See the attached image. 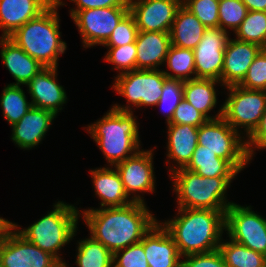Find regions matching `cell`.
<instances>
[{
    "mask_svg": "<svg viewBox=\"0 0 266 267\" xmlns=\"http://www.w3.org/2000/svg\"><path fill=\"white\" fill-rule=\"evenodd\" d=\"M10 224L5 218L0 217V235L2 234L3 230Z\"/></svg>",
    "mask_w": 266,
    "mask_h": 267,
    "instance_id": "cell-45",
    "label": "cell"
},
{
    "mask_svg": "<svg viewBox=\"0 0 266 267\" xmlns=\"http://www.w3.org/2000/svg\"><path fill=\"white\" fill-rule=\"evenodd\" d=\"M164 63L168 69L173 72L170 73L168 70H163V73L167 78L182 81L196 79L193 50L171 45Z\"/></svg>",
    "mask_w": 266,
    "mask_h": 267,
    "instance_id": "cell-29",
    "label": "cell"
},
{
    "mask_svg": "<svg viewBox=\"0 0 266 267\" xmlns=\"http://www.w3.org/2000/svg\"><path fill=\"white\" fill-rule=\"evenodd\" d=\"M104 61L112 63L119 74L136 70V43H130L120 47H108Z\"/></svg>",
    "mask_w": 266,
    "mask_h": 267,
    "instance_id": "cell-35",
    "label": "cell"
},
{
    "mask_svg": "<svg viewBox=\"0 0 266 267\" xmlns=\"http://www.w3.org/2000/svg\"><path fill=\"white\" fill-rule=\"evenodd\" d=\"M113 267H149L142 240L113 254Z\"/></svg>",
    "mask_w": 266,
    "mask_h": 267,
    "instance_id": "cell-39",
    "label": "cell"
},
{
    "mask_svg": "<svg viewBox=\"0 0 266 267\" xmlns=\"http://www.w3.org/2000/svg\"><path fill=\"white\" fill-rule=\"evenodd\" d=\"M0 56L16 83L10 85H26L44 67L9 38H0Z\"/></svg>",
    "mask_w": 266,
    "mask_h": 267,
    "instance_id": "cell-24",
    "label": "cell"
},
{
    "mask_svg": "<svg viewBox=\"0 0 266 267\" xmlns=\"http://www.w3.org/2000/svg\"><path fill=\"white\" fill-rule=\"evenodd\" d=\"M56 115L48 110L31 107L29 111L11 127V139L15 145L30 150L45 137Z\"/></svg>",
    "mask_w": 266,
    "mask_h": 267,
    "instance_id": "cell-19",
    "label": "cell"
},
{
    "mask_svg": "<svg viewBox=\"0 0 266 267\" xmlns=\"http://www.w3.org/2000/svg\"><path fill=\"white\" fill-rule=\"evenodd\" d=\"M65 5L55 0L44 12L17 29L8 38L43 67H57L59 56L67 50L61 37L58 8Z\"/></svg>",
    "mask_w": 266,
    "mask_h": 267,
    "instance_id": "cell-3",
    "label": "cell"
},
{
    "mask_svg": "<svg viewBox=\"0 0 266 267\" xmlns=\"http://www.w3.org/2000/svg\"><path fill=\"white\" fill-rule=\"evenodd\" d=\"M75 3L76 8L70 9L71 18L80 10L107 8V7H129L128 0H70Z\"/></svg>",
    "mask_w": 266,
    "mask_h": 267,
    "instance_id": "cell-42",
    "label": "cell"
},
{
    "mask_svg": "<svg viewBox=\"0 0 266 267\" xmlns=\"http://www.w3.org/2000/svg\"><path fill=\"white\" fill-rule=\"evenodd\" d=\"M57 67H44L27 84L32 107L53 112L56 116L67 102L66 91L57 83Z\"/></svg>",
    "mask_w": 266,
    "mask_h": 267,
    "instance_id": "cell-16",
    "label": "cell"
},
{
    "mask_svg": "<svg viewBox=\"0 0 266 267\" xmlns=\"http://www.w3.org/2000/svg\"><path fill=\"white\" fill-rule=\"evenodd\" d=\"M138 31L170 32L181 4L176 0H128Z\"/></svg>",
    "mask_w": 266,
    "mask_h": 267,
    "instance_id": "cell-15",
    "label": "cell"
},
{
    "mask_svg": "<svg viewBox=\"0 0 266 267\" xmlns=\"http://www.w3.org/2000/svg\"><path fill=\"white\" fill-rule=\"evenodd\" d=\"M183 6L206 28L219 27V0H189Z\"/></svg>",
    "mask_w": 266,
    "mask_h": 267,
    "instance_id": "cell-36",
    "label": "cell"
},
{
    "mask_svg": "<svg viewBox=\"0 0 266 267\" xmlns=\"http://www.w3.org/2000/svg\"><path fill=\"white\" fill-rule=\"evenodd\" d=\"M233 129L222 117L207 120L198 127V145L229 161L239 172L253 159L246 147V138ZM243 138V139H242ZM245 139V140H244Z\"/></svg>",
    "mask_w": 266,
    "mask_h": 267,
    "instance_id": "cell-7",
    "label": "cell"
},
{
    "mask_svg": "<svg viewBox=\"0 0 266 267\" xmlns=\"http://www.w3.org/2000/svg\"><path fill=\"white\" fill-rule=\"evenodd\" d=\"M136 118L133 111H117L111 107L101 119L85 127L102 151L108 166L113 167L140 150Z\"/></svg>",
    "mask_w": 266,
    "mask_h": 267,
    "instance_id": "cell-4",
    "label": "cell"
},
{
    "mask_svg": "<svg viewBox=\"0 0 266 267\" xmlns=\"http://www.w3.org/2000/svg\"><path fill=\"white\" fill-rule=\"evenodd\" d=\"M236 40L259 45L266 49V12L248 11L235 31Z\"/></svg>",
    "mask_w": 266,
    "mask_h": 267,
    "instance_id": "cell-32",
    "label": "cell"
},
{
    "mask_svg": "<svg viewBox=\"0 0 266 267\" xmlns=\"http://www.w3.org/2000/svg\"><path fill=\"white\" fill-rule=\"evenodd\" d=\"M262 49L257 44L229 38L224 52L220 86L238 85Z\"/></svg>",
    "mask_w": 266,
    "mask_h": 267,
    "instance_id": "cell-17",
    "label": "cell"
},
{
    "mask_svg": "<svg viewBox=\"0 0 266 267\" xmlns=\"http://www.w3.org/2000/svg\"><path fill=\"white\" fill-rule=\"evenodd\" d=\"M49 253L28 242L9 224L0 235V267H61Z\"/></svg>",
    "mask_w": 266,
    "mask_h": 267,
    "instance_id": "cell-11",
    "label": "cell"
},
{
    "mask_svg": "<svg viewBox=\"0 0 266 267\" xmlns=\"http://www.w3.org/2000/svg\"><path fill=\"white\" fill-rule=\"evenodd\" d=\"M264 94H265V97H266V88L263 90Z\"/></svg>",
    "mask_w": 266,
    "mask_h": 267,
    "instance_id": "cell-47",
    "label": "cell"
},
{
    "mask_svg": "<svg viewBox=\"0 0 266 267\" xmlns=\"http://www.w3.org/2000/svg\"><path fill=\"white\" fill-rule=\"evenodd\" d=\"M185 169L203 177H236L239 173L229 161L202 145H197Z\"/></svg>",
    "mask_w": 266,
    "mask_h": 267,
    "instance_id": "cell-27",
    "label": "cell"
},
{
    "mask_svg": "<svg viewBox=\"0 0 266 267\" xmlns=\"http://www.w3.org/2000/svg\"><path fill=\"white\" fill-rule=\"evenodd\" d=\"M225 231L233 241L266 256V218L251 206L233 202L225 212Z\"/></svg>",
    "mask_w": 266,
    "mask_h": 267,
    "instance_id": "cell-10",
    "label": "cell"
},
{
    "mask_svg": "<svg viewBox=\"0 0 266 267\" xmlns=\"http://www.w3.org/2000/svg\"><path fill=\"white\" fill-rule=\"evenodd\" d=\"M129 13V7L94 8L78 11L71 19L78 27L84 48L102 46Z\"/></svg>",
    "mask_w": 266,
    "mask_h": 267,
    "instance_id": "cell-12",
    "label": "cell"
},
{
    "mask_svg": "<svg viewBox=\"0 0 266 267\" xmlns=\"http://www.w3.org/2000/svg\"><path fill=\"white\" fill-rule=\"evenodd\" d=\"M228 98L222 105V118L237 132L248 138L259 125L266 111V97L263 90H249L239 85L225 87Z\"/></svg>",
    "mask_w": 266,
    "mask_h": 267,
    "instance_id": "cell-9",
    "label": "cell"
},
{
    "mask_svg": "<svg viewBox=\"0 0 266 267\" xmlns=\"http://www.w3.org/2000/svg\"><path fill=\"white\" fill-rule=\"evenodd\" d=\"M181 260V267H226L218 250L209 253L193 254Z\"/></svg>",
    "mask_w": 266,
    "mask_h": 267,
    "instance_id": "cell-41",
    "label": "cell"
},
{
    "mask_svg": "<svg viewBox=\"0 0 266 267\" xmlns=\"http://www.w3.org/2000/svg\"><path fill=\"white\" fill-rule=\"evenodd\" d=\"M178 208L227 210L233 203L226 198L235 177H203L185 168L169 174Z\"/></svg>",
    "mask_w": 266,
    "mask_h": 267,
    "instance_id": "cell-6",
    "label": "cell"
},
{
    "mask_svg": "<svg viewBox=\"0 0 266 267\" xmlns=\"http://www.w3.org/2000/svg\"><path fill=\"white\" fill-rule=\"evenodd\" d=\"M168 137H167V154L168 157L166 164H169V160L176 162L174 166L169 168L170 173L175 170L185 168L191 160L192 154L194 153L198 142V127H194L189 124H167Z\"/></svg>",
    "mask_w": 266,
    "mask_h": 267,
    "instance_id": "cell-22",
    "label": "cell"
},
{
    "mask_svg": "<svg viewBox=\"0 0 266 267\" xmlns=\"http://www.w3.org/2000/svg\"><path fill=\"white\" fill-rule=\"evenodd\" d=\"M112 168L101 167L90 170L95 195L101 200L100 208L123 207L133 202L126 194L116 168Z\"/></svg>",
    "mask_w": 266,
    "mask_h": 267,
    "instance_id": "cell-23",
    "label": "cell"
},
{
    "mask_svg": "<svg viewBox=\"0 0 266 267\" xmlns=\"http://www.w3.org/2000/svg\"><path fill=\"white\" fill-rule=\"evenodd\" d=\"M238 85L249 90L266 88V49H262L255 57L244 79Z\"/></svg>",
    "mask_w": 266,
    "mask_h": 267,
    "instance_id": "cell-37",
    "label": "cell"
},
{
    "mask_svg": "<svg viewBox=\"0 0 266 267\" xmlns=\"http://www.w3.org/2000/svg\"><path fill=\"white\" fill-rule=\"evenodd\" d=\"M138 28L130 12L113 30L109 39L102 45L105 47H120L136 42Z\"/></svg>",
    "mask_w": 266,
    "mask_h": 267,
    "instance_id": "cell-38",
    "label": "cell"
},
{
    "mask_svg": "<svg viewBox=\"0 0 266 267\" xmlns=\"http://www.w3.org/2000/svg\"><path fill=\"white\" fill-rule=\"evenodd\" d=\"M208 119L198 111L187 100L183 99L176 107L174 115L169 124H189L194 127H199Z\"/></svg>",
    "mask_w": 266,
    "mask_h": 267,
    "instance_id": "cell-40",
    "label": "cell"
},
{
    "mask_svg": "<svg viewBox=\"0 0 266 267\" xmlns=\"http://www.w3.org/2000/svg\"><path fill=\"white\" fill-rule=\"evenodd\" d=\"M248 11L266 12V0H241Z\"/></svg>",
    "mask_w": 266,
    "mask_h": 267,
    "instance_id": "cell-44",
    "label": "cell"
},
{
    "mask_svg": "<svg viewBox=\"0 0 266 267\" xmlns=\"http://www.w3.org/2000/svg\"><path fill=\"white\" fill-rule=\"evenodd\" d=\"M0 105L3 110V116L10 126L19 122L32 107V103L28 102L21 85L10 84L3 89Z\"/></svg>",
    "mask_w": 266,
    "mask_h": 267,
    "instance_id": "cell-31",
    "label": "cell"
},
{
    "mask_svg": "<svg viewBox=\"0 0 266 267\" xmlns=\"http://www.w3.org/2000/svg\"><path fill=\"white\" fill-rule=\"evenodd\" d=\"M55 0H0L1 37L8 38L29 20L44 12Z\"/></svg>",
    "mask_w": 266,
    "mask_h": 267,
    "instance_id": "cell-20",
    "label": "cell"
},
{
    "mask_svg": "<svg viewBox=\"0 0 266 267\" xmlns=\"http://www.w3.org/2000/svg\"><path fill=\"white\" fill-rule=\"evenodd\" d=\"M178 1L181 5H184L185 3H187L189 0H176Z\"/></svg>",
    "mask_w": 266,
    "mask_h": 267,
    "instance_id": "cell-46",
    "label": "cell"
},
{
    "mask_svg": "<svg viewBox=\"0 0 266 267\" xmlns=\"http://www.w3.org/2000/svg\"><path fill=\"white\" fill-rule=\"evenodd\" d=\"M136 69L158 70L171 47L170 32L138 31ZM158 67V68H157Z\"/></svg>",
    "mask_w": 266,
    "mask_h": 267,
    "instance_id": "cell-21",
    "label": "cell"
},
{
    "mask_svg": "<svg viewBox=\"0 0 266 267\" xmlns=\"http://www.w3.org/2000/svg\"><path fill=\"white\" fill-rule=\"evenodd\" d=\"M75 257L78 267H113V254L91 236L78 241Z\"/></svg>",
    "mask_w": 266,
    "mask_h": 267,
    "instance_id": "cell-30",
    "label": "cell"
},
{
    "mask_svg": "<svg viewBox=\"0 0 266 267\" xmlns=\"http://www.w3.org/2000/svg\"><path fill=\"white\" fill-rule=\"evenodd\" d=\"M229 32L220 27L206 28L203 38L194 48L197 79H213L221 82L224 52Z\"/></svg>",
    "mask_w": 266,
    "mask_h": 267,
    "instance_id": "cell-14",
    "label": "cell"
},
{
    "mask_svg": "<svg viewBox=\"0 0 266 267\" xmlns=\"http://www.w3.org/2000/svg\"><path fill=\"white\" fill-rule=\"evenodd\" d=\"M226 210L178 208L175 218L161 222L173 237L181 257L218 250L225 230Z\"/></svg>",
    "mask_w": 266,
    "mask_h": 267,
    "instance_id": "cell-2",
    "label": "cell"
},
{
    "mask_svg": "<svg viewBox=\"0 0 266 267\" xmlns=\"http://www.w3.org/2000/svg\"><path fill=\"white\" fill-rule=\"evenodd\" d=\"M153 165V150L141 149L114 166L120 175L126 194L128 197L132 194L133 202L145 203L143 197L137 193L155 191L156 180Z\"/></svg>",
    "mask_w": 266,
    "mask_h": 267,
    "instance_id": "cell-13",
    "label": "cell"
},
{
    "mask_svg": "<svg viewBox=\"0 0 266 267\" xmlns=\"http://www.w3.org/2000/svg\"><path fill=\"white\" fill-rule=\"evenodd\" d=\"M184 81L166 78L162 87V95L156 104L162 108L166 115V123L169 124L176 107L184 99Z\"/></svg>",
    "mask_w": 266,
    "mask_h": 267,
    "instance_id": "cell-34",
    "label": "cell"
},
{
    "mask_svg": "<svg viewBox=\"0 0 266 267\" xmlns=\"http://www.w3.org/2000/svg\"><path fill=\"white\" fill-rule=\"evenodd\" d=\"M205 30L202 22L181 5L170 30L171 45L194 50Z\"/></svg>",
    "mask_w": 266,
    "mask_h": 267,
    "instance_id": "cell-25",
    "label": "cell"
},
{
    "mask_svg": "<svg viewBox=\"0 0 266 267\" xmlns=\"http://www.w3.org/2000/svg\"><path fill=\"white\" fill-rule=\"evenodd\" d=\"M247 13L248 9L241 0H219V27L226 32L230 28L235 33Z\"/></svg>",
    "mask_w": 266,
    "mask_h": 267,
    "instance_id": "cell-33",
    "label": "cell"
},
{
    "mask_svg": "<svg viewBox=\"0 0 266 267\" xmlns=\"http://www.w3.org/2000/svg\"><path fill=\"white\" fill-rule=\"evenodd\" d=\"M246 147L251 158L255 154V149H266V111L261 117L257 128L248 138H246Z\"/></svg>",
    "mask_w": 266,
    "mask_h": 267,
    "instance_id": "cell-43",
    "label": "cell"
},
{
    "mask_svg": "<svg viewBox=\"0 0 266 267\" xmlns=\"http://www.w3.org/2000/svg\"><path fill=\"white\" fill-rule=\"evenodd\" d=\"M223 241V242H222ZM218 246L226 267H262L266 264V256L249 249L229 238L225 241L222 238Z\"/></svg>",
    "mask_w": 266,
    "mask_h": 267,
    "instance_id": "cell-28",
    "label": "cell"
},
{
    "mask_svg": "<svg viewBox=\"0 0 266 267\" xmlns=\"http://www.w3.org/2000/svg\"><path fill=\"white\" fill-rule=\"evenodd\" d=\"M149 267H181V255L168 230L156 222L143 237Z\"/></svg>",
    "mask_w": 266,
    "mask_h": 267,
    "instance_id": "cell-18",
    "label": "cell"
},
{
    "mask_svg": "<svg viewBox=\"0 0 266 267\" xmlns=\"http://www.w3.org/2000/svg\"><path fill=\"white\" fill-rule=\"evenodd\" d=\"M80 215V210L74 205L58 201L53 204L52 211H48L45 216L25 229L20 228L16 223L10 222V224L28 242L49 253L62 265H65L66 262L60 257L59 250L76 236Z\"/></svg>",
    "mask_w": 266,
    "mask_h": 267,
    "instance_id": "cell-5",
    "label": "cell"
},
{
    "mask_svg": "<svg viewBox=\"0 0 266 267\" xmlns=\"http://www.w3.org/2000/svg\"><path fill=\"white\" fill-rule=\"evenodd\" d=\"M221 84L219 80L213 79H191L184 81V99L200 111L208 120L222 117V105L217 114L208 115L217 105L215 86Z\"/></svg>",
    "mask_w": 266,
    "mask_h": 267,
    "instance_id": "cell-26",
    "label": "cell"
},
{
    "mask_svg": "<svg viewBox=\"0 0 266 267\" xmlns=\"http://www.w3.org/2000/svg\"><path fill=\"white\" fill-rule=\"evenodd\" d=\"M167 77L163 70H132L118 74L112 88L127 100L126 106L114 104L117 111H132L133 108L156 106Z\"/></svg>",
    "mask_w": 266,
    "mask_h": 267,
    "instance_id": "cell-8",
    "label": "cell"
},
{
    "mask_svg": "<svg viewBox=\"0 0 266 267\" xmlns=\"http://www.w3.org/2000/svg\"><path fill=\"white\" fill-rule=\"evenodd\" d=\"M80 212L89 235L112 254L139 243L158 221L146 203L141 202L123 207L88 208Z\"/></svg>",
    "mask_w": 266,
    "mask_h": 267,
    "instance_id": "cell-1",
    "label": "cell"
}]
</instances>
